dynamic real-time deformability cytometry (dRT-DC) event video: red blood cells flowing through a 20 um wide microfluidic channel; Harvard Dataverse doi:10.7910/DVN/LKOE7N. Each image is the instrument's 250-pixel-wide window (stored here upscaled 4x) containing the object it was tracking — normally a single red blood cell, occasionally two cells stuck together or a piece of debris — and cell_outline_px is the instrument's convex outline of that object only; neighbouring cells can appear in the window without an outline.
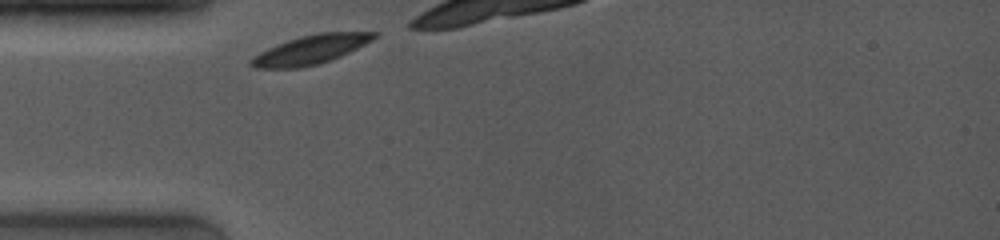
{"species": "common noctule bat (a hibernating species)", "species_latin": "Nyctalus noctula", "temperature_condition": "room temperature", "stored_images_in_passage": 1, "camera_frame_rate_fps": 4000, "um_per_image_px": 0.085, "animal": {"sex": "female", "body_mass_g": 19.0, "forearm_length_mm": 53.3}, "frame": {"image": 1, "passage_image": 1, "time_ms": 0.0, "image_size_px": [1000, 240], "cell_outline_px": [[380, 32], [372, 40], [340, 56], [316, 64], [300, 68], [256, 68], [248, 64], [248, 60], [260, 52], [268, 48], [288, 40], [300, 36], [320, 32]], "centroid_in_image_um": [26.37, 4.22], "position_along_channel_um": 58.6, "area_um2": 20.46}}